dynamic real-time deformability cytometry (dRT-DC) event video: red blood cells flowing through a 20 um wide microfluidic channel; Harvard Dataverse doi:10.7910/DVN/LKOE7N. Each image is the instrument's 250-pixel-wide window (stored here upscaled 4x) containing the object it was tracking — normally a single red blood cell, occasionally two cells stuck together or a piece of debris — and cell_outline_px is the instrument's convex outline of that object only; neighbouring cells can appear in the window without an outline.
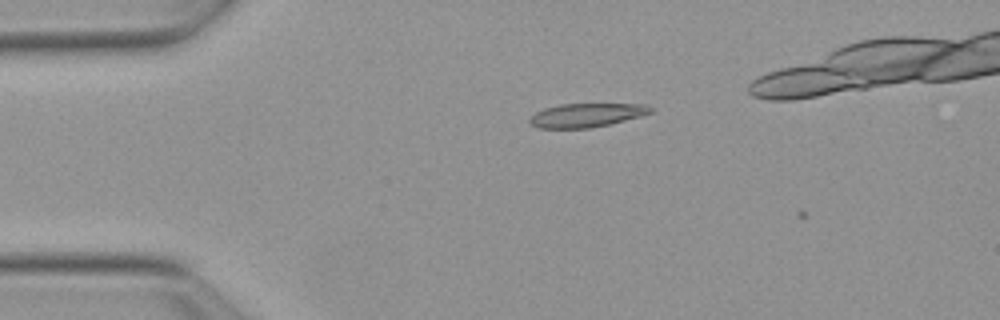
{"species": "Egyptian fruit bat (a non-hibernating species)", "species_latin": "Rousettus aegyptiacus", "temperature_condition": "warm", "stored_images_in_passage": 3, "camera_frame_rate_fps": 3000, "um_per_image_px": 0.085, "animal": {"sex": "female"}, "frame": {"image": 1, "passage_image": 1, "time_ms": 0.0, "image_size_px": [1000, 320], "cell_outline_px": [[652, 112], [640, 116], [608, 124], [588, 128], [536, 128], [528, 124], [528, 120], [536, 112], [544, 108], [560, 104], [648, 104], [652, 108]], "centroid_in_image_um": [49.8, 9.79], "position_along_channel_um": 35.2, "area_um2": 16.7}}